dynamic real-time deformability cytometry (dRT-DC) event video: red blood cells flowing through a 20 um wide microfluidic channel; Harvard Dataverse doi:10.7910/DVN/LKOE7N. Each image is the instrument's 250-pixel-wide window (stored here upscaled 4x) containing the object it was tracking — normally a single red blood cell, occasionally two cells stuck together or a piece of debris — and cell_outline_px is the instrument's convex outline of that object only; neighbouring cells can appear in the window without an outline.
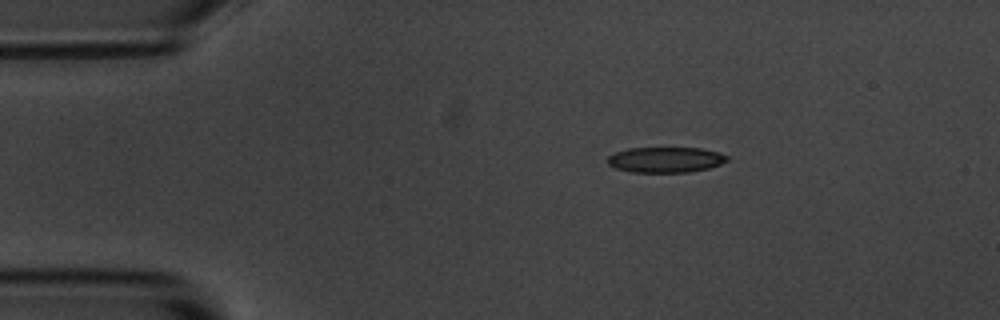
{"species": "common noctule bat (a hibernating species)", "species_latin": "Nyctalus noctula", "temperature_condition": "room temperature", "stored_images_in_passage": 3, "camera_frame_rate_fps": 3000, "um_per_image_px": 0.085, "animal": {"sex": "male", "body_mass_g": 20.1, "forearm_length_mm": 53.5}, "frame": {"image": 1, "passage_image": 1, "time_ms": 0.0, "image_size_px": [1000, 320], "cell_outline_px": [[728, 160], [720, 164], [708, 168], [688, 172], [632, 172], [616, 168], [608, 164], [604, 160], [608, 156], [616, 152], [628, 148], [700, 148], [720, 152], [728, 156]], "centroid_in_image_um": [56.55, 13.57], "position_along_channel_um": 28.4, "area_um2": 17.8}}
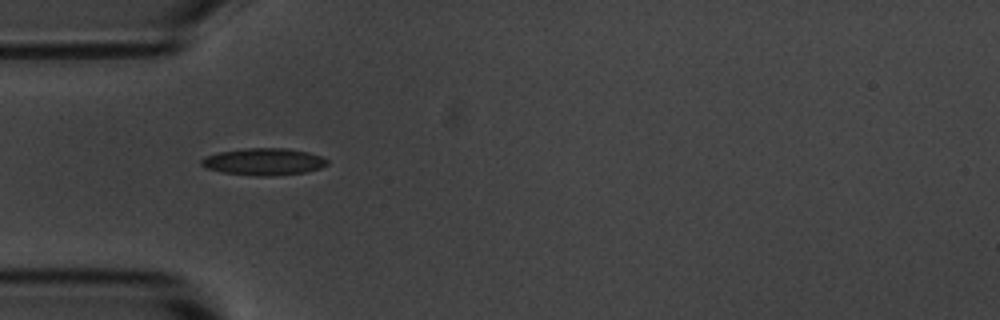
{"frame": {"image": 2, "passage_image": 3, "time_ms": 2.333, "image_size_px": [1000, 320], "cell_outline_px": [[328, 164], [320, 168], [304, 172], [272, 176], [256, 176], [224, 172], [208, 168], [200, 164], [200, 160], [204, 156], [220, 152], [248, 148], [288, 148], [308, 152], [320, 156], [328, 160]], "centroid_in_image_um": [22.43, 13.74], "position_along_channel_um": 62.6, "area_um2": 19.65}}